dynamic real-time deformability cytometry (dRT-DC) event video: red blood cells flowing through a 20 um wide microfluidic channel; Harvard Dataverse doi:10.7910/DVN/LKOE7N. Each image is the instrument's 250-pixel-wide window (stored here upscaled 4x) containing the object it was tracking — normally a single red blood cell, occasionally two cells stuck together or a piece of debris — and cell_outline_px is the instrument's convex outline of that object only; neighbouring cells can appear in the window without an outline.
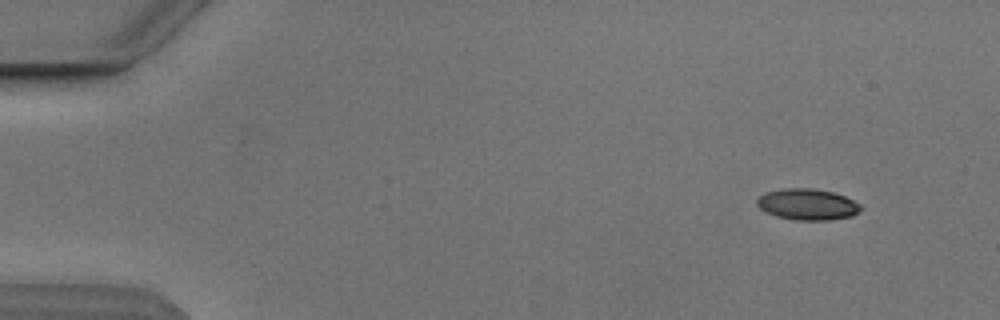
{"species": "Egyptian fruit bat (a non-hibernating species)", "species_latin": "Rousettus aegyptiacus", "temperature_condition": "cold", "stored_images_in_passage": 4, "camera_frame_rate_fps": 3000, "um_per_image_px": 0.085, "animal": {"sex": "male"}, "frame": {"image": 1, "passage_image": 1, "time_ms": 0.0, "image_size_px": [1000, 320], "cell_outline_px": [[864, 208], [860, 212], [852, 216], [828, 220], [796, 220], [776, 216], [760, 208], [756, 204], [756, 200], [760, 196], [768, 192], [784, 188], [816, 188], [832, 192], [844, 196], [860, 204]], "centroid_in_image_um": [68.67, 17.37], "position_along_channel_um": 16.3, "area_um2": 18.84}}
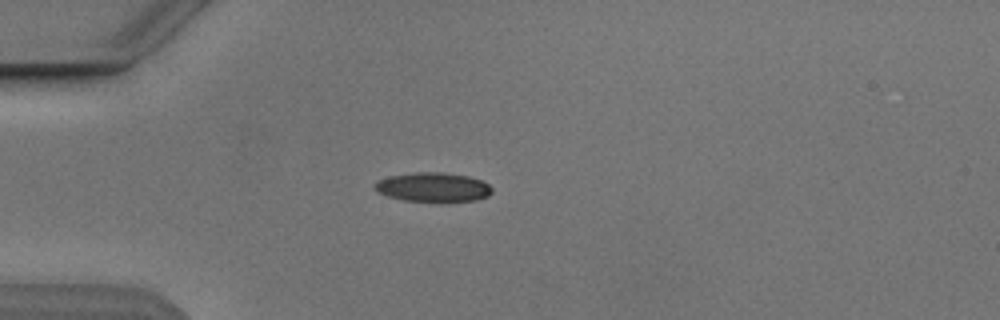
{"frame": {"image": 2, "passage_image": 4, "time_ms": 3.333, "image_size_px": [1000, 320], "cell_outline_px": [[492, 192], [488, 196], [476, 200], [440, 204], [404, 200], [388, 196], [376, 192], [372, 188], [372, 184], [376, 180], [388, 176], [416, 172], [444, 172], [468, 176], [480, 180], [488, 184], [492, 188]], "centroid_in_image_um": [36.77, 15.94], "position_along_channel_um": 48.2, "area_um2": 20.87}}